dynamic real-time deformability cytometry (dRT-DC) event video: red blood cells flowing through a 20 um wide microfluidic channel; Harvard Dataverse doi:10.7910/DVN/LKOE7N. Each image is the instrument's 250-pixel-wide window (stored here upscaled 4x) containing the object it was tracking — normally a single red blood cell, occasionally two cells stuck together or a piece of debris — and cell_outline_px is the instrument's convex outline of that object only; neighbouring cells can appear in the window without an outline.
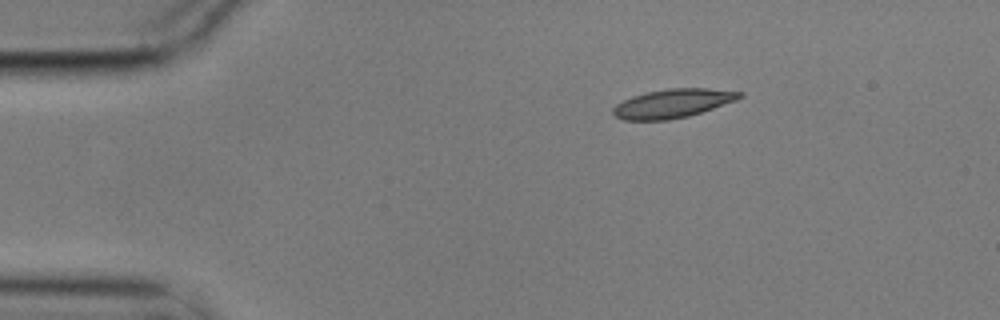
{"species": "common noctule bat (a hibernating species)", "species_latin": "Nyctalus noctula", "temperature_condition": "cold", "stored_images_in_passage": 3, "camera_frame_rate_fps": 3000, "um_per_image_px": 0.085, "animal": {"sex": "male", "body_mass_g": 17.9}, "frame": {"image": 1, "passage_image": 1, "time_ms": 0.0, "image_size_px": [1000, 320], "cell_outline_px": [[744, 96], [736, 100], [688, 116], [668, 120], [624, 120], [616, 116], [612, 112], [612, 108], [616, 104], [632, 96], [648, 92], [668, 88], [708, 88], [744, 92]], "centroid_in_image_um": [57.18, 8.78], "position_along_channel_um": 27.8, "area_um2": 21.1}}
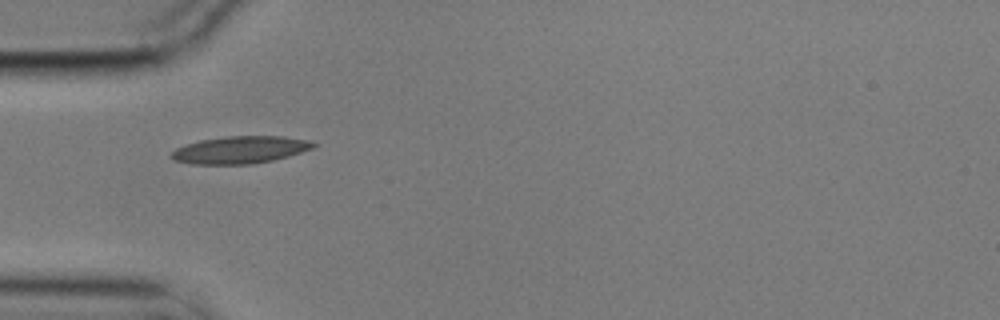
{"frame": {"image": 2, "passage_image": 3, "time_ms": 0.667, "image_size_px": [1000, 320], "cell_outline_px": [[316, 144], [312, 148], [288, 156], [272, 160], [252, 164], [192, 164], [172, 160], [168, 156], [176, 148], [200, 140], [224, 136], [280, 136], [308, 140]], "centroid_in_image_um": [20.36, 12.74], "position_along_channel_um": 64.6, "area_um2": 22.48}}